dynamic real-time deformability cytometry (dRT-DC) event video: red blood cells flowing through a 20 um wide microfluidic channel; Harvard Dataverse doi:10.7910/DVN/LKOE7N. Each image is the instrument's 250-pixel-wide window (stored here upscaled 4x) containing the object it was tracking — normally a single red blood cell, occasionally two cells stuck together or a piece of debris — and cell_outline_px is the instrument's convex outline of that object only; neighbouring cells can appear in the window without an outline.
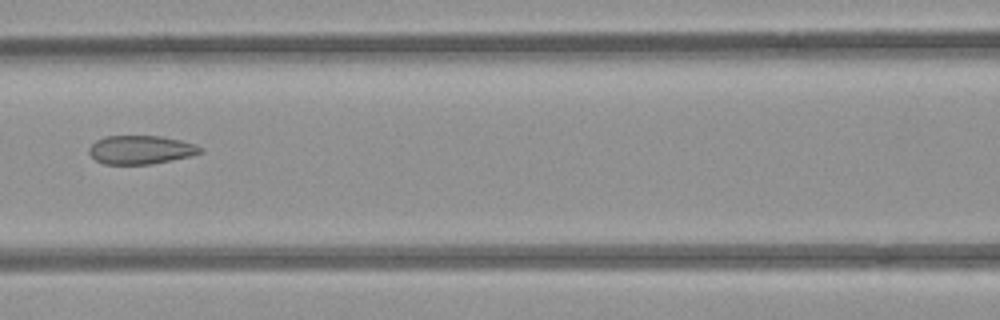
{"species": "common noctule bat (a hibernating species)", "species_latin": "Nyctalus noctula", "temperature_condition": "room temperature", "stored_images_in_passage": 6, "camera_frame_rate_fps": 3000, "um_per_image_px": 0.085, "animal": {"sex": "female", "body_mass_g": 21.9}, "frame": {"image": 1, "passage_image": 5, "time_ms": 5.667, "image_size_px": [1000, 320], "cell_outline_px": [[204, 152], [192, 156], [152, 164], [104, 164], [96, 160], [88, 152], [88, 148], [96, 140], [104, 136], [160, 136], [180, 140], [196, 144], [204, 148]], "centroid_in_image_um": [12.0, 12.73], "position_along_channel_um": 154.6, "area_um2": 18.73}}
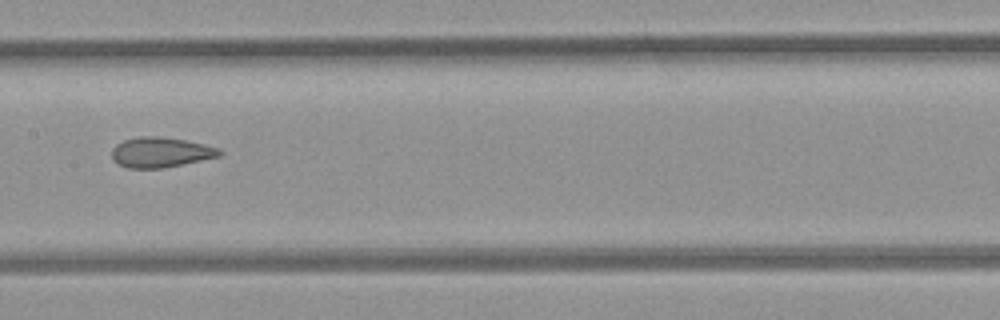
{"frame": {"image": 2, "passage_image": 6, "time_ms": 6.667, "image_size_px": [1000, 320], "cell_outline_px": [[224, 152], [220, 156], [164, 168], [128, 168], [112, 160], [112, 148], [116, 144], [124, 140], [140, 136], [156, 136], [184, 140], [204, 144], [220, 148]], "centroid_in_image_um": [13.66, 12.94], "position_along_channel_um": 193.7, "area_um2": 18.9}}